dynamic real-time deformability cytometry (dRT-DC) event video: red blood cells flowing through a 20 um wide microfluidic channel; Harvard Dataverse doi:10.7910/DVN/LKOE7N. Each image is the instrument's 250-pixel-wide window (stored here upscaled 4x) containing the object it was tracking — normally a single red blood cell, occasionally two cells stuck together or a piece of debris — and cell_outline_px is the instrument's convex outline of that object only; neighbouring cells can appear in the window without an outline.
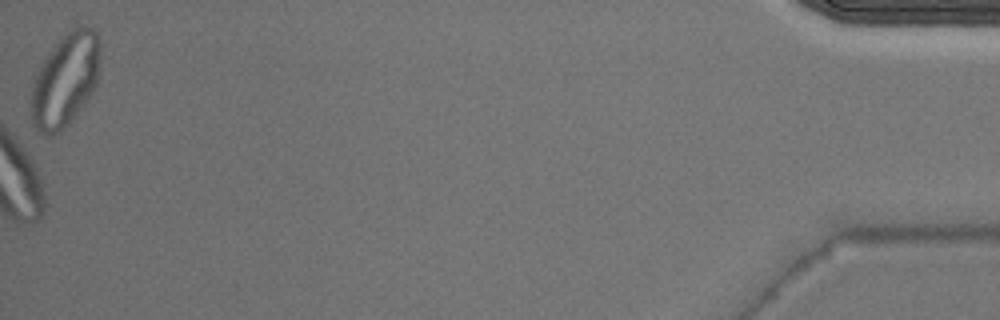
{"species": "Egyptian fruit bat (a non-hibernating species)", "species_latin": "Rousettus aegyptiacus", "temperature_condition": "warm", "stored_images_in_passage": 44, "camera_frame_rate_fps": 3000, "um_per_image_px": 0.085, "animal": {"sex": "male"}, "frame": {"image": 1, "passage_image": 44, "time_ms": 14.333, "image_size_px": [1000, 320], "cell_outline_px": [[100, 60], [96, 84], [84, 104], [68, 124], [52, 136], [44, 136], [36, 132], [32, 124], [32, 84], [48, 52], [68, 32], [76, 28], [88, 28], [96, 32], [100, 40]], "centroid_in_image_um": [5.54, 6.86], "position_along_channel_um": 429.7, "area_um2": 36.88}}